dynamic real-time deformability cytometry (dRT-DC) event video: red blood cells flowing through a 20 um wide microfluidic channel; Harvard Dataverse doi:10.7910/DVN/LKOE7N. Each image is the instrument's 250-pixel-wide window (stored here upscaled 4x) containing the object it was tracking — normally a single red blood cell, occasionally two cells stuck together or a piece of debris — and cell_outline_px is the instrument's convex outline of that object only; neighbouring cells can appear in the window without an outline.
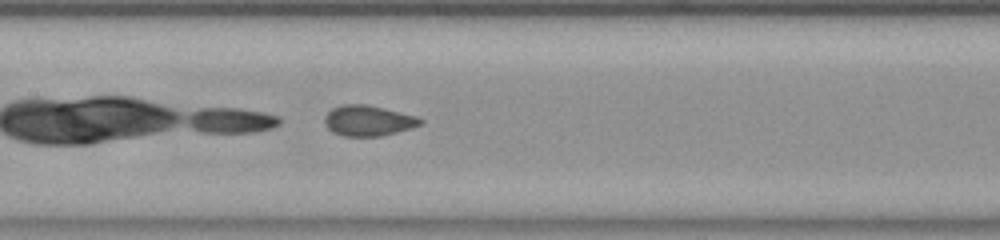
{"species": "common noctule bat (a hibernating species)", "species_latin": "Nyctalus noctula", "temperature_condition": "room temperature", "stored_images_in_passage": 32, "camera_frame_rate_fps": 3000, "um_per_image_px": 0.085, "animal": {"sex": "female", "body_mass_g": 23.0, "forearm_length_mm": 53.4}, "frame": {"image": 1, "passage_image": 10, "time_ms": 3.0, "image_size_px": [1000, 240], "cell_outline_px": [[424, 124], [412, 128], [380, 136], [344, 136], [332, 132], [324, 124], [324, 116], [332, 108], [340, 104], [368, 104], [416, 116], [424, 120]], "centroid_in_image_um": [31.29, 10.25], "position_along_channel_um": 176.1, "area_um2": 17.22}}
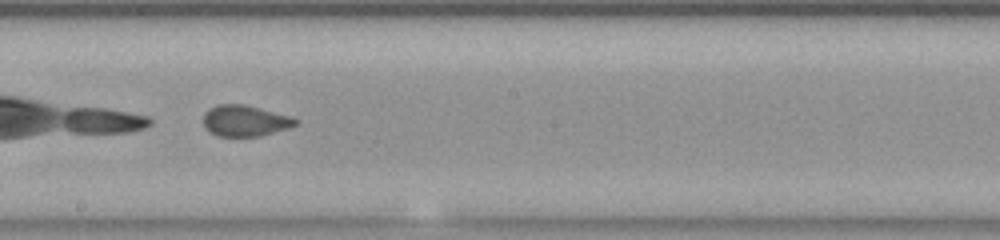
{"frame": {"image": 2, "passage_image": 14, "time_ms": 4.333, "image_size_px": [1000, 240], "cell_outline_px": [[300, 120], [296, 124], [288, 128], [260, 136], [216, 136], [208, 132], [204, 128], [204, 112], [208, 108], [216, 104], [244, 104], [260, 108], [288, 116]], "centroid_in_image_um": [20.76, 10.26], "position_along_channel_um": 227.4, "area_um2": 16.76}}
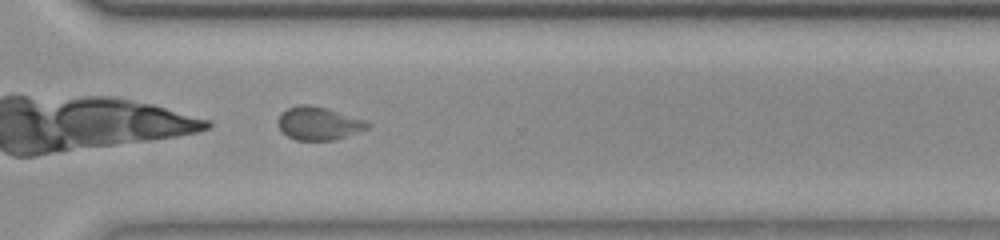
{"frame": {"image": 3, "passage_image": 23, "time_ms": 7.333, "image_size_px": [1000, 240], "cell_outline_px": [[372, 124], [368, 128], [336, 140], [296, 140], [288, 136], [276, 124], [276, 120], [280, 112], [296, 104], [308, 104], [324, 108], [364, 120]], "centroid_in_image_um": [27.03, 10.49], "position_along_channel_um": 343.6, "area_um2": 17.22}, "authors_computed_cell_mechanics": {"area_um2": 17.1666, "velocity_mm_per_s": 3.8583, "shape_relaxation_time_tau1_ms": 1.7775, "shape_relaxation_time_tau2_ms": 0.4777, "deformation_change_tau1": 0.1269, "deformation_change_tau2": 0.0732}}